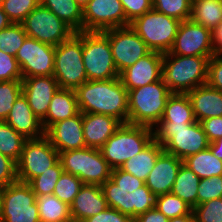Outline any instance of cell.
I'll list each match as a JSON object with an SVG mask.
<instances>
[{
	"mask_svg": "<svg viewBox=\"0 0 222 222\" xmlns=\"http://www.w3.org/2000/svg\"><path fill=\"white\" fill-rule=\"evenodd\" d=\"M163 151V147L154 139L143 151L128 159L121 169L145 182Z\"/></svg>",
	"mask_w": 222,
	"mask_h": 222,
	"instance_id": "26",
	"label": "cell"
},
{
	"mask_svg": "<svg viewBox=\"0 0 222 222\" xmlns=\"http://www.w3.org/2000/svg\"><path fill=\"white\" fill-rule=\"evenodd\" d=\"M78 5L83 9L89 2V0H75Z\"/></svg>",
	"mask_w": 222,
	"mask_h": 222,
	"instance_id": "57",
	"label": "cell"
},
{
	"mask_svg": "<svg viewBox=\"0 0 222 222\" xmlns=\"http://www.w3.org/2000/svg\"><path fill=\"white\" fill-rule=\"evenodd\" d=\"M22 94V80L0 81V121H5Z\"/></svg>",
	"mask_w": 222,
	"mask_h": 222,
	"instance_id": "40",
	"label": "cell"
},
{
	"mask_svg": "<svg viewBox=\"0 0 222 222\" xmlns=\"http://www.w3.org/2000/svg\"><path fill=\"white\" fill-rule=\"evenodd\" d=\"M110 179L120 188L130 193L145 185L143 180L138 179L134 175L122 170L121 168L112 169Z\"/></svg>",
	"mask_w": 222,
	"mask_h": 222,
	"instance_id": "47",
	"label": "cell"
},
{
	"mask_svg": "<svg viewBox=\"0 0 222 222\" xmlns=\"http://www.w3.org/2000/svg\"><path fill=\"white\" fill-rule=\"evenodd\" d=\"M155 208L168 219L182 215H193V208L171 192L156 196Z\"/></svg>",
	"mask_w": 222,
	"mask_h": 222,
	"instance_id": "35",
	"label": "cell"
},
{
	"mask_svg": "<svg viewBox=\"0 0 222 222\" xmlns=\"http://www.w3.org/2000/svg\"><path fill=\"white\" fill-rule=\"evenodd\" d=\"M209 148L216 158L222 160V136L211 142Z\"/></svg>",
	"mask_w": 222,
	"mask_h": 222,
	"instance_id": "54",
	"label": "cell"
},
{
	"mask_svg": "<svg viewBox=\"0 0 222 222\" xmlns=\"http://www.w3.org/2000/svg\"><path fill=\"white\" fill-rule=\"evenodd\" d=\"M155 129L154 139L163 150L182 161L207 149L210 144L198 121L192 124H157Z\"/></svg>",
	"mask_w": 222,
	"mask_h": 222,
	"instance_id": "4",
	"label": "cell"
},
{
	"mask_svg": "<svg viewBox=\"0 0 222 222\" xmlns=\"http://www.w3.org/2000/svg\"><path fill=\"white\" fill-rule=\"evenodd\" d=\"M192 213L194 222H222V198L196 205Z\"/></svg>",
	"mask_w": 222,
	"mask_h": 222,
	"instance_id": "42",
	"label": "cell"
},
{
	"mask_svg": "<svg viewBox=\"0 0 222 222\" xmlns=\"http://www.w3.org/2000/svg\"><path fill=\"white\" fill-rule=\"evenodd\" d=\"M83 185L84 183L77 176L63 171L55 185L53 194L70 206Z\"/></svg>",
	"mask_w": 222,
	"mask_h": 222,
	"instance_id": "39",
	"label": "cell"
},
{
	"mask_svg": "<svg viewBox=\"0 0 222 222\" xmlns=\"http://www.w3.org/2000/svg\"><path fill=\"white\" fill-rule=\"evenodd\" d=\"M45 136L59 153L85 148L82 113L52 124Z\"/></svg>",
	"mask_w": 222,
	"mask_h": 222,
	"instance_id": "19",
	"label": "cell"
},
{
	"mask_svg": "<svg viewBox=\"0 0 222 222\" xmlns=\"http://www.w3.org/2000/svg\"><path fill=\"white\" fill-rule=\"evenodd\" d=\"M181 56H213L211 30L192 21H182L179 25L174 44L169 51Z\"/></svg>",
	"mask_w": 222,
	"mask_h": 222,
	"instance_id": "16",
	"label": "cell"
},
{
	"mask_svg": "<svg viewBox=\"0 0 222 222\" xmlns=\"http://www.w3.org/2000/svg\"><path fill=\"white\" fill-rule=\"evenodd\" d=\"M62 173L63 167L59 160L53 167L33 178L28 184L36 195H51Z\"/></svg>",
	"mask_w": 222,
	"mask_h": 222,
	"instance_id": "37",
	"label": "cell"
},
{
	"mask_svg": "<svg viewBox=\"0 0 222 222\" xmlns=\"http://www.w3.org/2000/svg\"><path fill=\"white\" fill-rule=\"evenodd\" d=\"M63 171L77 176L84 184L101 186L111 178L112 168L100 149L85 147L59 153Z\"/></svg>",
	"mask_w": 222,
	"mask_h": 222,
	"instance_id": "6",
	"label": "cell"
},
{
	"mask_svg": "<svg viewBox=\"0 0 222 222\" xmlns=\"http://www.w3.org/2000/svg\"><path fill=\"white\" fill-rule=\"evenodd\" d=\"M4 1H5V0H0V6L3 5Z\"/></svg>",
	"mask_w": 222,
	"mask_h": 222,
	"instance_id": "59",
	"label": "cell"
},
{
	"mask_svg": "<svg viewBox=\"0 0 222 222\" xmlns=\"http://www.w3.org/2000/svg\"><path fill=\"white\" fill-rule=\"evenodd\" d=\"M5 122L26 139H37L45 135L41 121L34 114L23 94L14 102Z\"/></svg>",
	"mask_w": 222,
	"mask_h": 222,
	"instance_id": "23",
	"label": "cell"
},
{
	"mask_svg": "<svg viewBox=\"0 0 222 222\" xmlns=\"http://www.w3.org/2000/svg\"><path fill=\"white\" fill-rule=\"evenodd\" d=\"M181 21L152 9L130 23L151 51L171 50Z\"/></svg>",
	"mask_w": 222,
	"mask_h": 222,
	"instance_id": "9",
	"label": "cell"
},
{
	"mask_svg": "<svg viewBox=\"0 0 222 222\" xmlns=\"http://www.w3.org/2000/svg\"><path fill=\"white\" fill-rule=\"evenodd\" d=\"M82 124L86 147L100 149L122 122L110 115L82 113Z\"/></svg>",
	"mask_w": 222,
	"mask_h": 222,
	"instance_id": "21",
	"label": "cell"
},
{
	"mask_svg": "<svg viewBox=\"0 0 222 222\" xmlns=\"http://www.w3.org/2000/svg\"><path fill=\"white\" fill-rule=\"evenodd\" d=\"M22 78L53 76L55 46L26 37L16 53Z\"/></svg>",
	"mask_w": 222,
	"mask_h": 222,
	"instance_id": "14",
	"label": "cell"
},
{
	"mask_svg": "<svg viewBox=\"0 0 222 222\" xmlns=\"http://www.w3.org/2000/svg\"><path fill=\"white\" fill-rule=\"evenodd\" d=\"M82 59L88 80H108L120 75L104 32L82 31Z\"/></svg>",
	"mask_w": 222,
	"mask_h": 222,
	"instance_id": "8",
	"label": "cell"
},
{
	"mask_svg": "<svg viewBox=\"0 0 222 222\" xmlns=\"http://www.w3.org/2000/svg\"><path fill=\"white\" fill-rule=\"evenodd\" d=\"M40 4L56 14L75 33L83 31V9L75 0H40Z\"/></svg>",
	"mask_w": 222,
	"mask_h": 222,
	"instance_id": "28",
	"label": "cell"
},
{
	"mask_svg": "<svg viewBox=\"0 0 222 222\" xmlns=\"http://www.w3.org/2000/svg\"><path fill=\"white\" fill-rule=\"evenodd\" d=\"M169 219L155 207L134 219V222H168Z\"/></svg>",
	"mask_w": 222,
	"mask_h": 222,
	"instance_id": "52",
	"label": "cell"
},
{
	"mask_svg": "<svg viewBox=\"0 0 222 222\" xmlns=\"http://www.w3.org/2000/svg\"><path fill=\"white\" fill-rule=\"evenodd\" d=\"M28 37L57 46L68 40L75 32L56 14L39 4L22 22Z\"/></svg>",
	"mask_w": 222,
	"mask_h": 222,
	"instance_id": "12",
	"label": "cell"
},
{
	"mask_svg": "<svg viewBox=\"0 0 222 222\" xmlns=\"http://www.w3.org/2000/svg\"><path fill=\"white\" fill-rule=\"evenodd\" d=\"M190 19L212 31L222 22V0H192Z\"/></svg>",
	"mask_w": 222,
	"mask_h": 222,
	"instance_id": "29",
	"label": "cell"
},
{
	"mask_svg": "<svg viewBox=\"0 0 222 222\" xmlns=\"http://www.w3.org/2000/svg\"><path fill=\"white\" fill-rule=\"evenodd\" d=\"M17 181L16 162L0 153V184L7 186Z\"/></svg>",
	"mask_w": 222,
	"mask_h": 222,
	"instance_id": "49",
	"label": "cell"
},
{
	"mask_svg": "<svg viewBox=\"0 0 222 222\" xmlns=\"http://www.w3.org/2000/svg\"><path fill=\"white\" fill-rule=\"evenodd\" d=\"M0 222H40L36 194L28 183L17 181L5 187Z\"/></svg>",
	"mask_w": 222,
	"mask_h": 222,
	"instance_id": "11",
	"label": "cell"
},
{
	"mask_svg": "<svg viewBox=\"0 0 222 222\" xmlns=\"http://www.w3.org/2000/svg\"><path fill=\"white\" fill-rule=\"evenodd\" d=\"M39 4L40 0H5L2 8L12 23H22Z\"/></svg>",
	"mask_w": 222,
	"mask_h": 222,
	"instance_id": "41",
	"label": "cell"
},
{
	"mask_svg": "<svg viewBox=\"0 0 222 222\" xmlns=\"http://www.w3.org/2000/svg\"><path fill=\"white\" fill-rule=\"evenodd\" d=\"M109 39L114 64L120 74L151 52L131 26L103 31Z\"/></svg>",
	"mask_w": 222,
	"mask_h": 222,
	"instance_id": "13",
	"label": "cell"
},
{
	"mask_svg": "<svg viewBox=\"0 0 222 222\" xmlns=\"http://www.w3.org/2000/svg\"><path fill=\"white\" fill-rule=\"evenodd\" d=\"M183 164L200 179L222 176V160L216 158L208 147L183 160Z\"/></svg>",
	"mask_w": 222,
	"mask_h": 222,
	"instance_id": "31",
	"label": "cell"
},
{
	"mask_svg": "<svg viewBox=\"0 0 222 222\" xmlns=\"http://www.w3.org/2000/svg\"><path fill=\"white\" fill-rule=\"evenodd\" d=\"M168 222H194L193 215H182L169 219Z\"/></svg>",
	"mask_w": 222,
	"mask_h": 222,
	"instance_id": "56",
	"label": "cell"
},
{
	"mask_svg": "<svg viewBox=\"0 0 222 222\" xmlns=\"http://www.w3.org/2000/svg\"><path fill=\"white\" fill-rule=\"evenodd\" d=\"M75 91L81 113L110 115L128 123V90L119 77L88 80Z\"/></svg>",
	"mask_w": 222,
	"mask_h": 222,
	"instance_id": "1",
	"label": "cell"
},
{
	"mask_svg": "<svg viewBox=\"0 0 222 222\" xmlns=\"http://www.w3.org/2000/svg\"><path fill=\"white\" fill-rule=\"evenodd\" d=\"M130 26L120 0H89L83 8V31Z\"/></svg>",
	"mask_w": 222,
	"mask_h": 222,
	"instance_id": "15",
	"label": "cell"
},
{
	"mask_svg": "<svg viewBox=\"0 0 222 222\" xmlns=\"http://www.w3.org/2000/svg\"><path fill=\"white\" fill-rule=\"evenodd\" d=\"M26 140L23 135L16 132L8 123L0 121V153L17 163Z\"/></svg>",
	"mask_w": 222,
	"mask_h": 222,
	"instance_id": "34",
	"label": "cell"
},
{
	"mask_svg": "<svg viewBox=\"0 0 222 222\" xmlns=\"http://www.w3.org/2000/svg\"><path fill=\"white\" fill-rule=\"evenodd\" d=\"M163 53L151 51L124 69L119 78L129 91L162 79Z\"/></svg>",
	"mask_w": 222,
	"mask_h": 222,
	"instance_id": "17",
	"label": "cell"
},
{
	"mask_svg": "<svg viewBox=\"0 0 222 222\" xmlns=\"http://www.w3.org/2000/svg\"><path fill=\"white\" fill-rule=\"evenodd\" d=\"M196 121L222 116V91L205 84L186 93Z\"/></svg>",
	"mask_w": 222,
	"mask_h": 222,
	"instance_id": "24",
	"label": "cell"
},
{
	"mask_svg": "<svg viewBox=\"0 0 222 222\" xmlns=\"http://www.w3.org/2000/svg\"><path fill=\"white\" fill-rule=\"evenodd\" d=\"M82 222H134L129 216L122 214L120 211L108 207L103 212L89 217Z\"/></svg>",
	"mask_w": 222,
	"mask_h": 222,
	"instance_id": "50",
	"label": "cell"
},
{
	"mask_svg": "<svg viewBox=\"0 0 222 222\" xmlns=\"http://www.w3.org/2000/svg\"><path fill=\"white\" fill-rule=\"evenodd\" d=\"M218 198H222V176L201 179L197 190V205Z\"/></svg>",
	"mask_w": 222,
	"mask_h": 222,
	"instance_id": "43",
	"label": "cell"
},
{
	"mask_svg": "<svg viewBox=\"0 0 222 222\" xmlns=\"http://www.w3.org/2000/svg\"><path fill=\"white\" fill-rule=\"evenodd\" d=\"M155 198L156 196L146 185H143L131 193H126L125 215L134 220L139 215L155 207Z\"/></svg>",
	"mask_w": 222,
	"mask_h": 222,
	"instance_id": "33",
	"label": "cell"
},
{
	"mask_svg": "<svg viewBox=\"0 0 222 222\" xmlns=\"http://www.w3.org/2000/svg\"><path fill=\"white\" fill-rule=\"evenodd\" d=\"M26 37L27 34L22 23H12L0 30V50L11 56H16Z\"/></svg>",
	"mask_w": 222,
	"mask_h": 222,
	"instance_id": "36",
	"label": "cell"
},
{
	"mask_svg": "<svg viewBox=\"0 0 222 222\" xmlns=\"http://www.w3.org/2000/svg\"><path fill=\"white\" fill-rule=\"evenodd\" d=\"M5 187H6L5 185L0 184V210H1V205H2V196H3Z\"/></svg>",
	"mask_w": 222,
	"mask_h": 222,
	"instance_id": "58",
	"label": "cell"
},
{
	"mask_svg": "<svg viewBox=\"0 0 222 222\" xmlns=\"http://www.w3.org/2000/svg\"><path fill=\"white\" fill-rule=\"evenodd\" d=\"M58 89V82L54 76H37L22 79V94L40 121L46 117L52 97Z\"/></svg>",
	"mask_w": 222,
	"mask_h": 222,
	"instance_id": "18",
	"label": "cell"
},
{
	"mask_svg": "<svg viewBox=\"0 0 222 222\" xmlns=\"http://www.w3.org/2000/svg\"><path fill=\"white\" fill-rule=\"evenodd\" d=\"M76 91L59 88L52 97L46 117L41 121L44 131L52 124L79 113Z\"/></svg>",
	"mask_w": 222,
	"mask_h": 222,
	"instance_id": "25",
	"label": "cell"
},
{
	"mask_svg": "<svg viewBox=\"0 0 222 222\" xmlns=\"http://www.w3.org/2000/svg\"><path fill=\"white\" fill-rule=\"evenodd\" d=\"M59 161V152L44 135L27 139L17 164L18 181L29 183L33 178L47 171Z\"/></svg>",
	"mask_w": 222,
	"mask_h": 222,
	"instance_id": "10",
	"label": "cell"
},
{
	"mask_svg": "<svg viewBox=\"0 0 222 222\" xmlns=\"http://www.w3.org/2000/svg\"><path fill=\"white\" fill-rule=\"evenodd\" d=\"M172 93L163 78L128 91V123L152 129L160 122Z\"/></svg>",
	"mask_w": 222,
	"mask_h": 222,
	"instance_id": "3",
	"label": "cell"
},
{
	"mask_svg": "<svg viewBox=\"0 0 222 222\" xmlns=\"http://www.w3.org/2000/svg\"><path fill=\"white\" fill-rule=\"evenodd\" d=\"M206 84L222 91V55H213L209 59Z\"/></svg>",
	"mask_w": 222,
	"mask_h": 222,
	"instance_id": "48",
	"label": "cell"
},
{
	"mask_svg": "<svg viewBox=\"0 0 222 222\" xmlns=\"http://www.w3.org/2000/svg\"><path fill=\"white\" fill-rule=\"evenodd\" d=\"M192 0H153V9L179 21L191 17Z\"/></svg>",
	"mask_w": 222,
	"mask_h": 222,
	"instance_id": "38",
	"label": "cell"
},
{
	"mask_svg": "<svg viewBox=\"0 0 222 222\" xmlns=\"http://www.w3.org/2000/svg\"><path fill=\"white\" fill-rule=\"evenodd\" d=\"M108 208L102 187L84 184L70 205L72 222H82Z\"/></svg>",
	"mask_w": 222,
	"mask_h": 222,
	"instance_id": "22",
	"label": "cell"
},
{
	"mask_svg": "<svg viewBox=\"0 0 222 222\" xmlns=\"http://www.w3.org/2000/svg\"><path fill=\"white\" fill-rule=\"evenodd\" d=\"M108 207L114 208L125 214V199L126 193L124 189L120 188L111 179L107 180L101 185Z\"/></svg>",
	"mask_w": 222,
	"mask_h": 222,
	"instance_id": "44",
	"label": "cell"
},
{
	"mask_svg": "<svg viewBox=\"0 0 222 222\" xmlns=\"http://www.w3.org/2000/svg\"><path fill=\"white\" fill-rule=\"evenodd\" d=\"M22 79V72L16 57L0 50V81Z\"/></svg>",
	"mask_w": 222,
	"mask_h": 222,
	"instance_id": "45",
	"label": "cell"
},
{
	"mask_svg": "<svg viewBox=\"0 0 222 222\" xmlns=\"http://www.w3.org/2000/svg\"><path fill=\"white\" fill-rule=\"evenodd\" d=\"M182 164V160L163 151L148 174L145 185L155 196L170 193Z\"/></svg>",
	"mask_w": 222,
	"mask_h": 222,
	"instance_id": "20",
	"label": "cell"
},
{
	"mask_svg": "<svg viewBox=\"0 0 222 222\" xmlns=\"http://www.w3.org/2000/svg\"><path fill=\"white\" fill-rule=\"evenodd\" d=\"M212 56L163 54L162 78L171 93L186 94L207 82L208 61Z\"/></svg>",
	"mask_w": 222,
	"mask_h": 222,
	"instance_id": "2",
	"label": "cell"
},
{
	"mask_svg": "<svg viewBox=\"0 0 222 222\" xmlns=\"http://www.w3.org/2000/svg\"><path fill=\"white\" fill-rule=\"evenodd\" d=\"M120 2L129 23L153 9V0H120Z\"/></svg>",
	"mask_w": 222,
	"mask_h": 222,
	"instance_id": "46",
	"label": "cell"
},
{
	"mask_svg": "<svg viewBox=\"0 0 222 222\" xmlns=\"http://www.w3.org/2000/svg\"><path fill=\"white\" fill-rule=\"evenodd\" d=\"M200 180L192 170L182 164L172 186L171 193L194 208L197 205V190Z\"/></svg>",
	"mask_w": 222,
	"mask_h": 222,
	"instance_id": "32",
	"label": "cell"
},
{
	"mask_svg": "<svg viewBox=\"0 0 222 222\" xmlns=\"http://www.w3.org/2000/svg\"><path fill=\"white\" fill-rule=\"evenodd\" d=\"M12 21L9 19L7 14L3 11L2 6H0V30L10 26Z\"/></svg>",
	"mask_w": 222,
	"mask_h": 222,
	"instance_id": "55",
	"label": "cell"
},
{
	"mask_svg": "<svg viewBox=\"0 0 222 222\" xmlns=\"http://www.w3.org/2000/svg\"><path fill=\"white\" fill-rule=\"evenodd\" d=\"M40 222H72L70 206L54 194L36 195Z\"/></svg>",
	"mask_w": 222,
	"mask_h": 222,
	"instance_id": "30",
	"label": "cell"
},
{
	"mask_svg": "<svg viewBox=\"0 0 222 222\" xmlns=\"http://www.w3.org/2000/svg\"><path fill=\"white\" fill-rule=\"evenodd\" d=\"M196 122L187 94L172 93L158 124H192Z\"/></svg>",
	"mask_w": 222,
	"mask_h": 222,
	"instance_id": "27",
	"label": "cell"
},
{
	"mask_svg": "<svg viewBox=\"0 0 222 222\" xmlns=\"http://www.w3.org/2000/svg\"><path fill=\"white\" fill-rule=\"evenodd\" d=\"M54 78L59 88L76 90L88 81L82 59V31L55 46Z\"/></svg>",
	"mask_w": 222,
	"mask_h": 222,
	"instance_id": "7",
	"label": "cell"
},
{
	"mask_svg": "<svg viewBox=\"0 0 222 222\" xmlns=\"http://www.w3.org/2000/svg\"><path fill=\"white\" fill-rule=\"evenodd\" d=\"M211 35L215 55H222V22L211 31Z\"/></svg>",
	"mask_w": 222,
	"mask_h": 222,
	"instance_id": "53",
	"label": "cell"
},
{
	"mask_svg": "<svg viewBox=\"0 0 222 222\" xmlns=\"http://www.w3.org/2000/svg\"><path fill=\"white\" fill-rule=\"evenodd\" d=\"M153 130L147 126L122 123L100 148V152L112 169L121 168L154 140Z\"/></svg>",
	"mask_w": 222,
	"mask_h": 222,
	"instance_id": "5",
	"label": "cell"
},
{
	"mask_svg": "<svg viewBox=\"0 0 222 222\" xmlns=\"http://www.w3.org/2000/svg\"><path fill=\"white\" fill-rule=\"evenodd\" d=\"M200 124L210 143L222 136V116L204 119Z\"/></svg>",
	"mask_w": 222,
	"mask_h": 222,
	"instance_id": "51",
	"label": "cell"
}]
</instances>
